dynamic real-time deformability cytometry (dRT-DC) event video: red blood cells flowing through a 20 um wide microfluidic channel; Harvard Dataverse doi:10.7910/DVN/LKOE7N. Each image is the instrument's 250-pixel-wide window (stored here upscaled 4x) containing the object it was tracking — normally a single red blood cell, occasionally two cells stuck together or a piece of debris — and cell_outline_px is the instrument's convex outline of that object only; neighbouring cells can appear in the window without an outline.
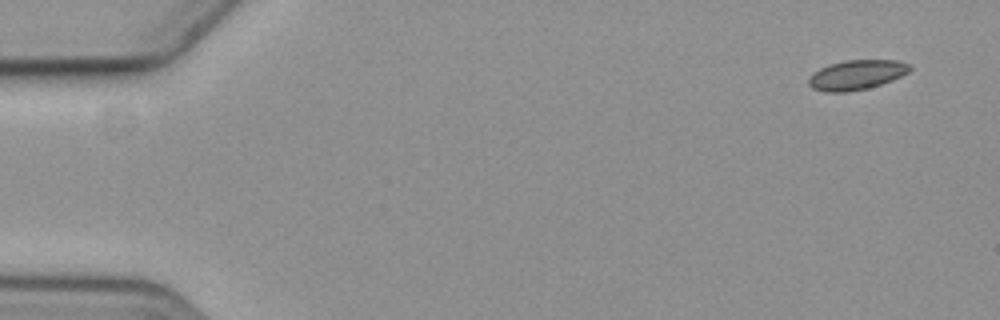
{"species": "common noctule bat (a hibernating species)", "species_latin": "Nyctalus noctula", "temperature_condition": "cold", "stored_images_in_passage": 2, "camera_frame_rate_fps": 3000, "um_per_image_px": 0.085, "animal": {"sex": "female", "body_mass_g": 19.3, "forearm_length_mm": 54.1}, "frame": {"image": 1, "passage_image": 2, "time_ms": 2.333, "image_size_px": [1000, 320], "cell_outline_px": [[912, 68], [908, 72], [892, 80], [868, 88], [848, 92], [824, 92], [812, 88], [808, 84], [808, 76], [812, 72], [828, 64], [844, 60], [896, 60], [912, 64]], "centroid_in_image_um": [72.78, 6.36], "position_along_channel_um": 12.2, "area_um2": 17.74}}